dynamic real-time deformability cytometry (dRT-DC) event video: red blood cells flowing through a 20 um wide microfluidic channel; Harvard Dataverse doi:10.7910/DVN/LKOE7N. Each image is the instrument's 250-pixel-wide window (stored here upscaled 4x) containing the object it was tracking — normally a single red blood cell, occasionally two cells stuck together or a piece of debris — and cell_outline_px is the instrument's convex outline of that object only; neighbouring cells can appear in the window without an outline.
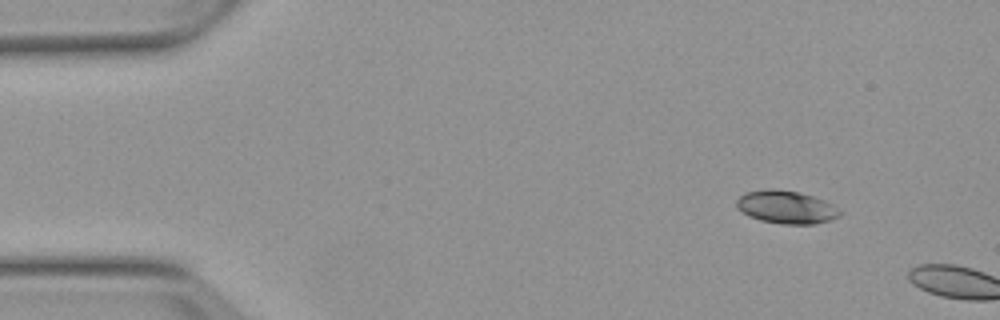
{"species": "Egyptian fruit bat (a non-hibernating species)", "species_latin": "Rousettus aegyptiacus", "temperature_condition": "warm", "stored_images_in_passage": 2, "camera_frame_rate_fps": 3000, "um_per_image_px": 0.085, "animal": {"sex": "female"}, "frame": {"image": 1, "passage_image": 1, "time_ms": 0.0, "image_size_px": [1000, 320], "cell_outline_px": [[844, 212], [840, 216], [816, 224], [780, 224], [760, 220], [748, 216], [736, 208], [736, 200], [744, 192], [768, 188], [776, 188], [796, 192], [812, 196], [824, 200], [832, 204]], "centroid_in_image_um": [66.81, 17.6], "position_along_channel_um": 18.2, "area_um2": 20.06}}